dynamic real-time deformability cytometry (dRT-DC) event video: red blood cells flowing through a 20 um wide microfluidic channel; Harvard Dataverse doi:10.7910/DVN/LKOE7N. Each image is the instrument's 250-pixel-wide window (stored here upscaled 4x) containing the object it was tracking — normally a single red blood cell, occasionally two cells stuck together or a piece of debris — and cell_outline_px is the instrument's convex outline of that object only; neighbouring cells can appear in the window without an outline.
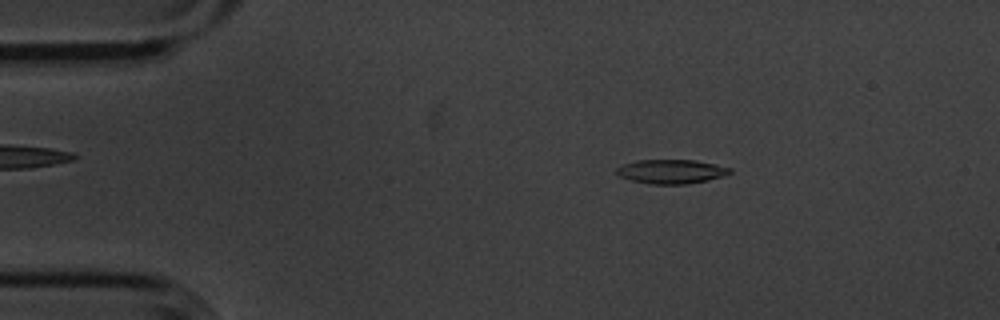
{"species": "common noctule bat (a hibernating species)", "species_latin": "Nyctalus noctula", "temperature_condition": "cold", "stored_images_in_passage": 55, "camera_frame_rate_fps": 3000, "um_per_image_px": 0.085, "animal": {"sex": "male", "body_mass_g": 20.1, "forearm_length_mm": 53.5}, "frame": {"image": 1, "passage_image": 9, "time_ms": 2.667, "image_size_px": [1000, 320], "cell_outline_px": [[732, 172], [708, 180], [688, 184], [652, 184], [632, 180], [620, 176], [616, 172], [616, 168], [624, 164], [636, 160], [696, 160], [716, 164], [732, 168]], "centroid_in_image_um": [57.07, 14.57], "position_along_channel_um": 27.9, "area_um2": 15.84}}
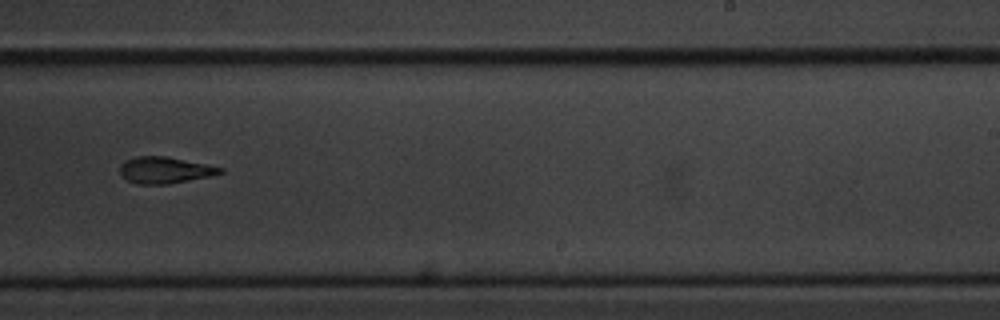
{"frame": {"image": 2, "passage_image": 34, "time_ms": 11.0, "image_size_px": [1000, 320], "cell_outline_px": [[224, 172], [212, 176], [168, 184], [136, 184], [120, 176], [120, 164], [136, 156], [164, 156], [224, 168]], "centroid_in_image_um": [14.0, 14.47], "position_along_channel_um": 275.0, "area_um2": 15.37}}
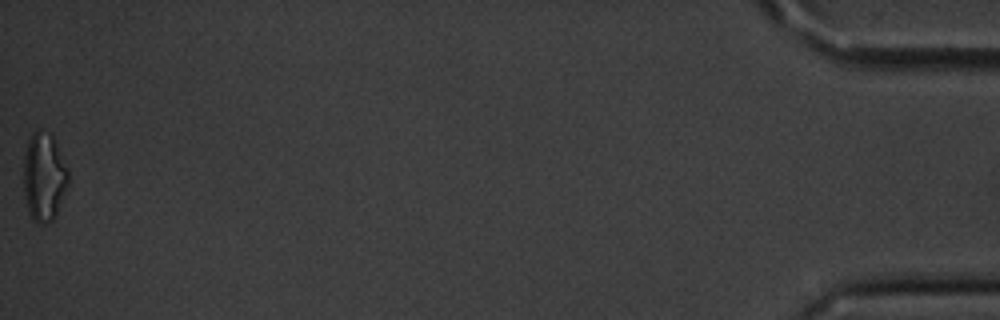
{"frame": {"image": 3, "passage_image": 55, "time_ms": 18.0, "image_size_px": [1000, 320], "cell_outline_px": [[68, 184], [56, 212], [52, 220], [48, 224], [36, 224], [32, 220], [28, 212], [24, 192], [24, 152], [28, 140], [32, 132], [36, 128], [40, 128], [52, 136], [68, 168]], "centroid_in_image_um": [3.72, 15.03], "position_along_channel_um": 431.5, "area_um2": 23.12}, "authors_computed_cell_mechanics": {"area_um2": 16.1262, "velocity_mm_per_s": 3.6096, "shape_relaxation_time_tau1_ms": 4.6876, "shape_relaxation_time_tau2_ms": 3.8565, "deformation_change_tau1": 0.1835, "deformation_change_tau2": 0.1329}}